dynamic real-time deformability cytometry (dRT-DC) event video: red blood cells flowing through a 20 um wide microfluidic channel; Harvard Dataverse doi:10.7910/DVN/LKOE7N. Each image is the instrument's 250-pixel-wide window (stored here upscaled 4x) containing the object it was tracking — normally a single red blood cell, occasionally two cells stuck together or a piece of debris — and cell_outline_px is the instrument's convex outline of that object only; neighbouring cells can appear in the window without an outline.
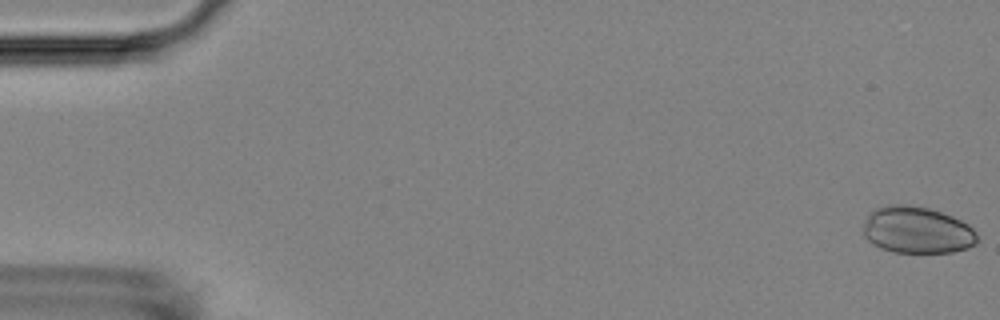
{"species": "Egyptian fruit bat (a non-hibernating species)", "species_latin": "Rousettus aegyptiacus", "temperature_condition": "room temperature", "stored_images_in_passage": 56, "camera_frame_rate_fps": 3000, "um_per_image_px": 0.085, "animal": {"sex": "female"}, "frame": {"image": 1, "passage_image": 1, "time_ms": 0.0, "image_size_px": [1000, 320], "cell_outline_px": [[976, 244], [968, 248], [952, 252], [892, 252], [880, 248], [872, 244], [864, 236], [864, 224], [868, 216], [876, 208], [896, 204], [908, 204], [928, 208], [952, 216], [968, 224], [976, 232]], "centroid_in_image_um": [77.95, 19.56], "position_along_channel_um": 7.0, "area_um2": 30.92}}
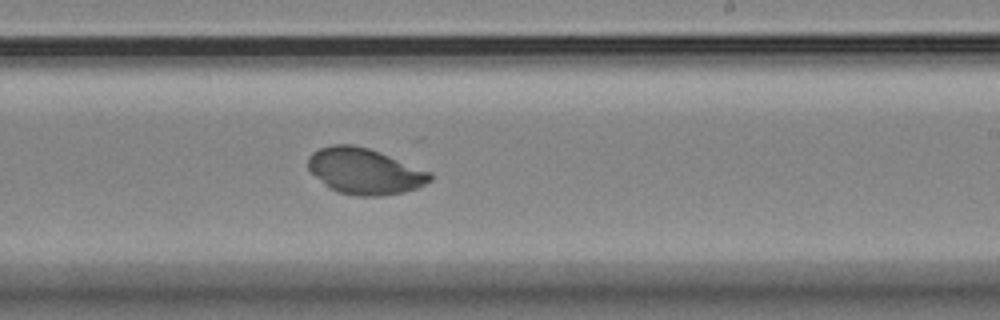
{"frame": {"image": 2, "passage_image": 34, "time_ms": 11.0, "image_size_px": [1000, 320], "cell_outline_px": [[432, 180], [416, 188], [404, 192], [380, 196], [356, 196], [336, 192], [328, 188], [308, 168], [308, 156], [312, 152], [320, 148], [332, 144], [352, 144], [368, 148], [432, 172]], "centroid_in_image_um": [30.98, 14.56], "position_along_channel_um": 258.0, "area_um2": 32.66}}
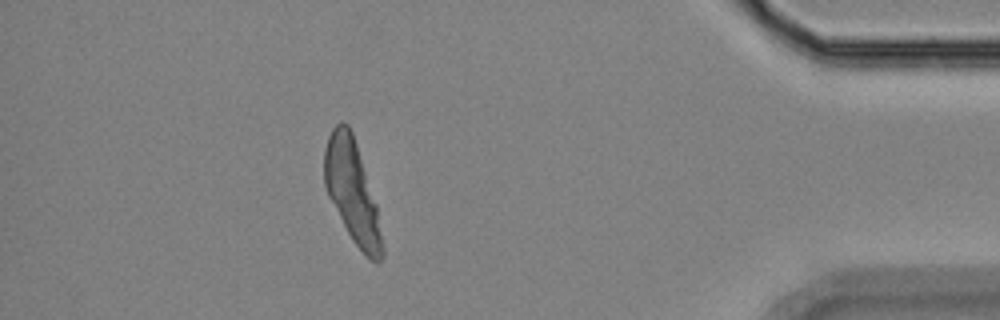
{"frame": {"image": 3, "passage_image": 50, "time_ms": 16.333, "image_size_px": [1000, 320], "cell_outline_px": [[384, 256], [376, 264], [352, 240], [328, 196], [324, 184], [324, 148], [328, 136], [332, 128], [340, 120], [348, 124], [352, 132], [376, 204], [384, 248]], "centroid_in_image_um": [29.92, 16.26], "position_along_channel_um": 405.3, "area_um2": 33.99}}